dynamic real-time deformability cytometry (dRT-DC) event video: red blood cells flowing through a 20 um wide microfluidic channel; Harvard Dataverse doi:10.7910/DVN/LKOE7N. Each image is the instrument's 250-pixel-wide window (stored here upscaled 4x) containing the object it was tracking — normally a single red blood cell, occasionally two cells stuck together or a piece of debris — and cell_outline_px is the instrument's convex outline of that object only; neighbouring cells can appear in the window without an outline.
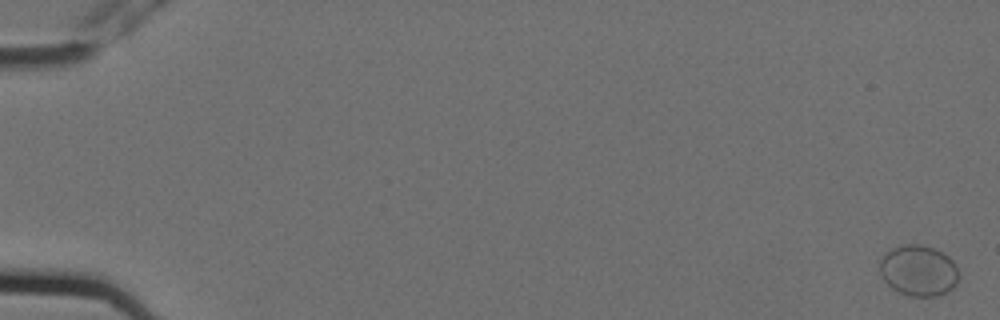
{"species": "Egyptian fruit bat (a non-hibernating species)", "species_latin": "Rousettus aegyptiacus", "temperature_condition": "cold", "stored_images_in_passage": 7, "camera_frame_rate_fps": 3000, "um_per_image_px": 0.085, "animal": {"sex": "female"}, "frame": {"image": 1, "passage_image": 1, "time_ms": 0.0, "image_size_px": [1000, 320], "cell_outline_px": [[960, 276], [956, 284], [952, 288], [940, 296], [908, 296], [892, 288], [880, 276], [880, 260], [892, 248], [900, 244], [920, 244], [944, 252], [952, 260]], "centroid_in_image_um": [78.08, 23.0], "position_along_channel_um": 6.9, "area_um2": 23.52}}
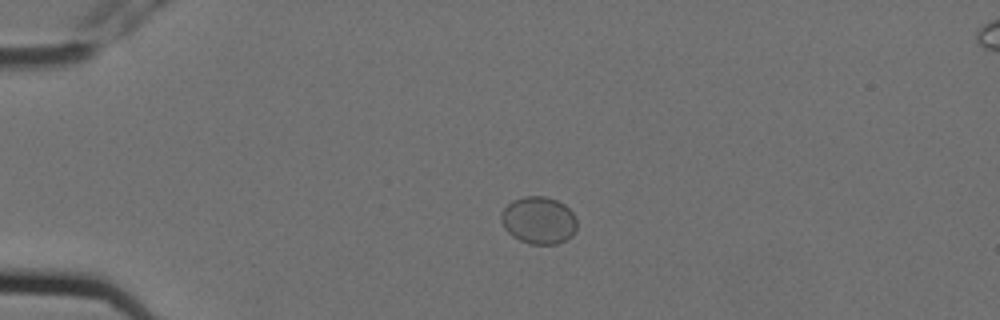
{"frame": {"image": 2, "passage_image": 5, "time_ms": 1.333, "image_size_px": [1000, 320], "cell_outline_px": [[576, 228], [572, 236], [556, 244], [528, 244], [512, 236], [504, 228], [500, 220], [500, 212], [512, 200], [524, 196], [544, 196], [556, 200], [564, 204], [576, 216]], "centroid_in_image_um": [45.76, 18.72], "position_along_channel_um": 39.2, "area_um2": 21.04}}